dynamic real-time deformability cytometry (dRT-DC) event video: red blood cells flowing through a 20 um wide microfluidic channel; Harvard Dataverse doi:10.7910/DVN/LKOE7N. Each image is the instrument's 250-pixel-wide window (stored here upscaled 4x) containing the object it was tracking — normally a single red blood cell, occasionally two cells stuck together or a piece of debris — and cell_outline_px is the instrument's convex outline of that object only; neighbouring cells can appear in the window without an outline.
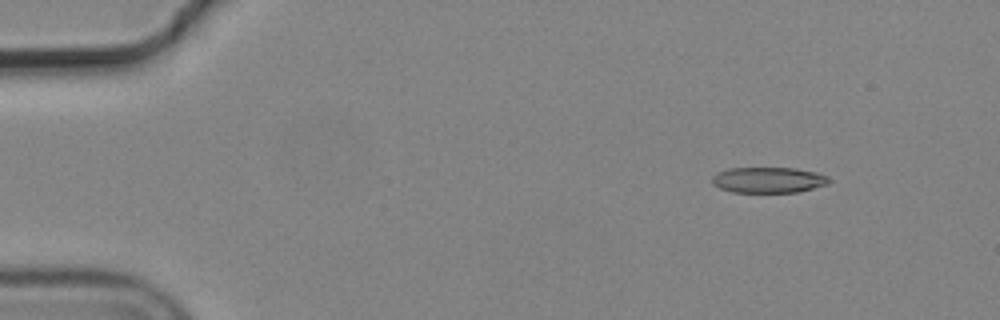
{"species": "common noctule bat (a hibernating species)", "species_latin": "Nyctalus noctula", "temperature_condition": "cold", "stored_images_in_passage": 5, "camera_frame_rate_fps": 3000, "um_per_image_px": 0.085, "animal": {"sex": "male", "body_mass_g": 19.2, "forearm_length_mm": 51.8}, "frame": {"image": 1, "passage_image": 2, "time_ms": 0.333, "image_size_px": [1000, 320], "cell_outline_px": [[832, 180], [828, 184], [796, 192], [732, 192], [720, 188], [712, 184], [712, 176], [716, 172], [728, 168], [796, 168], [816, 172], [828, 176]], "centroid_in_image_um": [65.3, 15.29], "position_along_channel_um": 19.7, "area_um2": 17.63}}
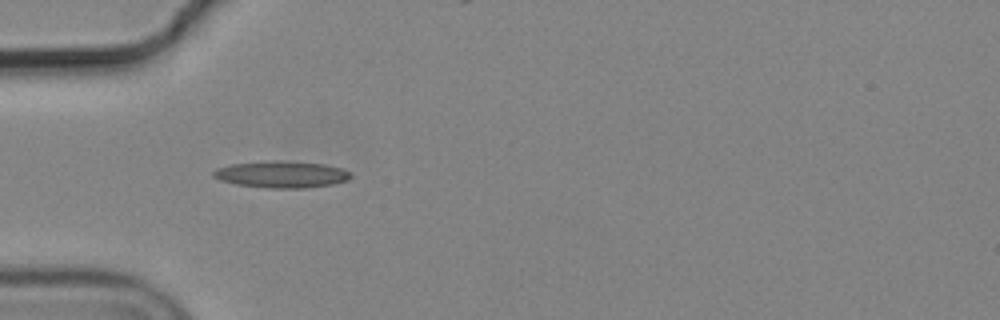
{"frame": {"image": 2, "passage_image": 4, "time_ms": 1.0, "image_size_px": [1000, 320], "cell_outline_px": [[352, 176], [348, 180], [332, 184], [304, 188], [268, 188], [236, 184], [220, 180], [212, 176], [212, 172], [216, 168], [232, 164], [276, 160], [324, 164], [344, 168], [352, 172]], "centroid_in_image_um": [23.96, 14.82], "position_along_channel_um": 61.0, "area_um2": 21.44}}
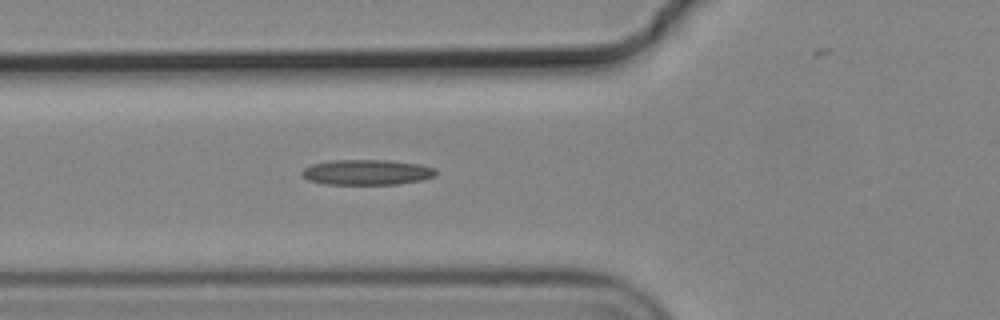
{"frame": {"image": 3, "passage_image": 5, "time_ms": 1.333, "image_size_px": [1000, 320], "cell_outline_px": [[436, 176], [424, 180], [396, 184], [324, 184], [308, 180], [300, 172], [304, 168], [312, 164], [328, 160], [388, 160], [420, 164], [436, 168]], "centroid_in_image_um": [31.2, 14.64], "position_along_channel_um": 94.6, "area_um2": 19.94}}